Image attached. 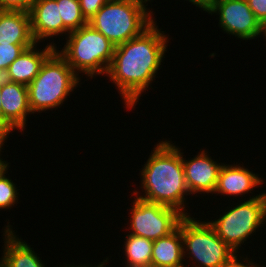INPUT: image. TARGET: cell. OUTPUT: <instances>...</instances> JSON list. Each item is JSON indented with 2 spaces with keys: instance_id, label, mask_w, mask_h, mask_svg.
I'll use <instances>...</instances> for the list:
<instances>
[{
  "instance_id": "d6986e66",
  "label": "cell",
  "mask_w": 266,
  "mask_h": 267,
  "mask_svg": "<svg viewBox=\"0 0 266 267\" xmlns=\"http://www.w3.org/2000/svg\"><path fill=\"white\" fill-rule=\"evenodd\" d=\"M64 27L73 32L88 24L82 14L79 0H56Z\"/></svg>"
},
{
  "instance_id": "7402d4cb",
  "label": "cell",
  "mask_w": 266,
  "mask_h": 267,
  "mask_svg": "<svg viewBox=\"0 0 266 267\" xmlns=\"http://www.w3.org/2000/svg\"><path fill=\"white\" fill-rule=\"evenodd\" d=\"M35 0H0V10L30 12Z\"/></svg>"
},
{
  "instance_id": "3957f363",
  "label": "cell",
  "mask_w": 266,
  "mask_h": 267,
  "mask_svg": "<svg viewBox=\"0 0 266 267\" xmlns=\"http://www.w3.org/2000/svg\"><path fill=\"white\" fill-rule=\"evenodd\" d=\"M66 44L56 51L66 60L72 70L81 78L104 76L113 60L115 45L89 23L76 31L70 32ZM95 76V77H94Z\"/></svg>"
},
{
  "instance_id": "9c48e42d",
  "label": "cell",
  "mask_w": 266,
  "mask_h": 267,
  "mask_svg": "<svg viewBox=\"0 0 266 267\" xmlns=\"http://www.w3.org/2000/svg\"><path fill=\"white\" fill-rule=\"evenodd\" d=\"M219 17V28L242 40L258 38L263 33V25L251 11L247 0H213L208 14Z\"/></svg>"
},
{
  "instance_id": "603a6c76",
  "label": "cell",
  "mask_w": 266,
  "mask_h": 267,
  "mask_svg": "<svg viewBox=\"0 0 266 267\" xmlns=\"http://www.w3.org/2000/svg\"><path fill=\"white\" fill-rule=\"evenodd\" d=\"M110 0H79L83 16L89 21Z\"/></svg>"
},
{
  "instance_id": "277c9868",
  "label": "cell",
  "mask_w": 266,
  "mask_h": 267,
  "mask_svg": "<svg viewBox=\"0 0 266 267\" xmlns=\"http://www.w3.org/2000/svg\"><path fill=\"white\" fill-rule=\"evenodd\" d=\"M81 79L55 50L43 63L40 72L27 86L33 114L57 110L70 94L81 86Z\"/></svg>"
},
{
  "instance_id": "4fadbf2b",
  "label": "cell",
  "mask_w": 266,
  "mask_h": 267,
  "mask_svg": "<svg viewBox=\"0 0 266 267\" xmlns=\"http://www.w3.org/2000/svg\"><path fill=\"white\" fill-rule=\"evenodd\" d=\"M223 164L221 167L217 186L213 194L227 197H246L245 194H253L255 188L262 187L264 178L250 171L242 164ZM242 165V166H241Z\"/></svg>"
},
{
  "instance_id": "4dcf8cb0",
  "label": "cell",
  "mask_w": 266,
  "mask_h": 267,
  "mask_svg": "<svg viewBox=\"0 0 266 267\" xmlns=\"http://www.w3.org/2000/svg\"><path fill=\"white\" fill-rule=\"evenodd\" d=\"M7 161L3 160L1 157H0V168L6 163Z\"/></svg>"
},
{
  "instance_id": "7c38bea8",
  "label": "cell",
  "mask_w": 266,
  "mask_h": 267,
  "mask_svg": "<svg viewBox=\"0 0 266 267\" xmlns=\"http://www.w3.org/2000/svg\"><path fill=\"white\" fill-rule=\"evenodd\" d=\"M59 6L56 0H35L29 12L31 19V31L36 43L41 44L45 40L53 47H57L54 43V36L59 35L67 37L70 33L63 24V20L59 14ZM41 42V43H40Z\"/></svg>"
},
{
  "instance_id": "5bb4252c",
  "label": "cell",
  "mask_w": 266,
  "mask_h": 267,
  "mask_svg": "<svg viewBox=\"0 0 266 267\" xmlns=\"http://www.w3.org/2000/svg\"><path fill=\"white\" fill-rule=\"evenodd\" d=\"M39 43H35L26 48L8 67L4 79L28 86L38 75L45 60L56 50L55 47L47 43L44 49L38 48Z\"/></svg>"
},
{
  "instance_id": "484cf974",
  "label": "cell",
  "mask_w": 266,
  "mask_h": 267,
  "mask_svg": "<svg viewBox=\"0 0 266 267\" xmlns=\"http://www.w3.org/2000/svg\"><path fill=\"white\" fill-rule=\"evenodd\" d=\"M190 2L193 5H196V7L200 8V10L205 11V13L209 12L213 3V0H185Z\"/></svg>"
},
{
  "instance_id": "d4e9b609",
  "label": "cell",
  "mask_w": 266,
  "mask_h": 267,
  "mask_svg": "<svg viewBox=\"0 0 266 267\" xmlns=\"http://www.w3.org/2000/svg\"><path fill=\"white\" fill-rule=\"evenodd\" d=\"M247 255L248 254H246V257H244L245 254H241V256L237 254L226 265L222 267H266L265 265L262 266L261 264L259 265L258 263L253 262L254 260H252V258H248Z\"/></svg>"
},
{
  "instance_id": "1f68e13d",
  "label": "cell",
  "mask_w": 266,
  "mask_h": 267,
  "mask_svg": "<svg viewBox=\"0 0 266 267\" xmlns=\"http://www.w3.org/2000/svg\"><path fill=\"white\" fill-rule=\"evenodd\" d=\"M138 1H141V2H143L144 4H147V7H148V3L150 2L151 3V1H153V0H138ZM147 2V3H146Z\"/></svg>"
},
{
  "instance_id": "cb8c5ba5",
  "label": "cell",
  "mask_w": 266,
  "mask_h": 267,
  "mask_svg": "<svg viewBox=\"0 0 266 267\" xmlns=\"http://www.w3.org/2000/svg\"><path fill=\"white\" fill-rule=\"evenodd\" d=\"M247 3L256 18L264 25L266 23V0H247Z\"/></svg>"
},
{
  "instance_id": "5b68a950",
  "label": "cell",
  "mask_w": 266,
  "mask_h": 267,
  "mask_svg": "<svg viewBox=\"0 0 266 267\" xmlns=\"http://www.w3.org/2000/svg\"><path fill=\"white\" fill-rule=\"evenodd\" d=\"M138 0H110L88 21L115 46L139 36L156 19Z\"/></svg>"
},
{
  "instance_id": "ba28073f",
  "label": "cell",
  "mask_w": 266,
  "mask_h": 267,
  "mask_svg": "<svg viewBox=\"0 0 266 267\" xmlns=\"http://www.w3.org/2000/svg\"><path fill=\"white\" fill-rule=\"evenodd\" d=\"M129 208L127 233L155 241L175 231L184 215L177 209L134 197ZM131 213V214H130ZM128 230H130L128 232Z\"/></svg>"
},
{
  "instance_id": "52a82bcc",
  "label": "cell",
  "mask_w": 266,
  "mask_h": 267,
  "mask_svg": "<svg viewBox=\"0 0 266 267\" xmlns=\"http://www.w3.org/2000/svg\"><path fill=\"white\" fill-rule=\"evenodd\" d=\"M181 234L183 257L189 258L188 262L185 258L184 261L186 264L192 261L185 267H222L237 255L208 221L197 220L192 214L181 219Z\"/></svg>"
},
{
  "instance_id": "2e32d148",
  "label": "cell",
  "mask_w": 266,
  "mask_h": 267,
  "mask_svg": "<svg viewBox=\"0 0 266 267\" xmlns=\"http://www.w3.org/2000/svg\"><path fill=\"white\" fill-rule=\"evenodd\" d=\"M0 43L35 44L28 12L0 10Z\"/></svg>"
},
{
  "instance_id": "6da1fadb",
  "label": "cell",
  "mask_w": 266,
  "mask_h": 267,
  "mask_svg": "<svg viewBox=\"0 0 266 267\" xmlns=\"http://www.w3.org/2000/svg\"><path fill=\"white\" fill-rule=\"evenodd\" d=\"M154 21L139 36L115 46L106 76L116 85L124 108L132 110L148 91L161 69L167 52L169 34Z\"/></svg>"
},
{
  "instance_id": "7a4b0ae2",
  "label": "cell",
  "mask_w": 266,
  "mask_h": 267,
  "mask_svg": "<svg viewBox=\"0 0 266 267\" xmlns=\"http://www.w3.org/2000/svg\"><path fill=\"white\" fill-rule=\"evenodd\" d=\"M154 146L140 169L141 174L139 173V190L142 188L144 193L134 190L132 194L147 202L168 206L177 209L184 216H190L186 209V196L191 194L185 181L182 150L169 139L158 141Z\"/></svg>"
},
{
  "instance_id": "e0dca14e",
  "label": "cell",
  "mask_w": 266,
  "mask_h": 267,
  "mask_svg": "<svg viewBox=\"0 0 266 267\" xmlns=\"http://www.w3.org/2000/svg\"><path fill=\"white\" fill-rule=\"evenodd\" d=\"M181 221L178 228L166 237L153 241L151 267H185Z\"/></svg>"
},
{
  "instance_id": "f546056e",
  "label": "cell",
  "mask_w": 266,
  "mask_h": 267,
  "mask_svg": "<svg viewBox=\"0 0 266 267\" xmlns=\"http://www.w3.org/2000/svg\"><path fill=\"white\" fill-rule=\"evenodd\" d=\"M262 35H264L263 37L266 38V23L263 25V33Z\"/></svg>"
},
{
  "instance_id": "ffe728a7",
  "label": "cell",
  "mask_w": 266,
  "mask_h": 267,
  "mask_svg": "<svg viewBox=\"0 0 266 267\" xmlns=\"http://www.w3.org/2000/svg\"><path fill=\"white\" fill-rule=\"evenodd\" d=\"M9 162H6L1 168H0V209L7 210L13 208L15 204L18 203L19 189L16 187L17 184L13 182V180L7 176Z\"/></svg>"
},
{
  "instance_id": "30bf717a",
  "label": "cell",
  "mask_w": 266,
  "mask_h": 267,
  "mask_svg": "<svg viewBox=\"0 0 266 267\" xmlns=\"http://www.w3.org/2000/svg\"><path fill=\"white\" fill-rule=\"evenodd\" d=\"M183 154L182 152L185 181L190 194H194L196 197H198L197 193L213 195L224 163L215 161L205 149H200L198 155L196 154L195 157L188 158V160Z\"/></svg>"
},
{
  "instance_id": "44dd1931",
  "label": "cell",
  "mask_w": 266,
  "mask_h": 267,
  "mask_svg": "<svg viewBox=\"0 0 266 267\" xmlns=\"http://www.w3.org/2000/svg\"><path fill=\"white\" fill-rule=\"evenodd\" d=\"M32 45L34 44L0 43V75L3 76L9 65Z\"/></svg>"
},
{
  "instance_id": "83f0119b",
  "label": "cell",
  "mask_w": 266,
  "mask_h": 267,
  "mask_svg": "<svg viewBox=\"0 0 266 267\" xmlns=\"http://www.w3.org/2000/svg\"><path fill=\"white\" fill-rule=\"evenodd\" d=\"M109 257H107L106 259H104L102 262H100L99 264H97V265H92V264H80V265H75V264H65L63 267H106L107 265L106 264H108V261H109V259H108ZM92 265V266H91Z\"/></svg>"
},
{
  "instance_id": "8992f818",
  "label": "cell",
  "mask_w": 266,
  "mask_h": 267,
  "mask_svg": "<svg viewBox=\"0 0 266 267\" xmlns=\"http://www.w3.org/2000/svg\"><path fill=\"white\" fill-rule=\"evenodd\" d=\"M245 200L246 198L238 201L239 204L235 203L233 208L226 207L225 212L214 221L207 218L218 237L236 254H240L241 248L244 250L241 246L245 245L247 239L254 236V233L256 235L260 227L266 226V192Z\"/></svg>"
},
{
  "instance_id": "f1b7e54d",
  "label": "cell",
  "mask_w": 266,
  "mask_h": 267,
  "mask_svg": "<svg viewBox=\"0 0 266 267\" xmlns=\"http://www.w3.org/2000/svg\"><path fill=\"white\" fill-rule=\"evenodd\" d=\"M0 124H2L1 75H0Z\"/></svg>"
},
{
  "instance_id": "8fae6325",
  "label": "cell",
  "mask_w": 266,
  "mask_h": 267,
  "mask_svg": "<svg viewBox=\"0 0 266 267\" xmlns=\"http://www.w3.org/2000/svg\"><path fill=\"white\" fill-rule=\"evenodd\" d=\"M2 125L11 133L23 132L27 116L33 114L29 105L26 85L15 83L1 76Z\"/></svg>"
},
{
  "instance_id": "4316f807",
  "label": "cell",
  "mask_w": 266,
  "mask_h": 267,
  "mask_svg": "<svg viewBox=\"0 0 266 267\" xmlns=\"http://www.w3.org/2000/svg\"><path fill=\"white\" fill-rule=\"evenodd\" d=\"M10 134L11 133L2 124H0V156H2V149L4 150L5 142L7 143L6 140H8L7 138H10Z\"/></svg>"
},
{
  "instance_id": "9a60e30c",
  "label": "cell",
  "mask_w": 266,
  "mask_h": 267,
  "mask_svg": "<svg viewBox=\"0 0 266 267\" xmlns=\"http://www.w3.org/2000/svg\"><path fill=\"white\" fill-rule=\"evenodd\" d=\"M3 252L0 258V267H47L40 254L16 235L10 222L3 229ZM58 267V266H57ZM62 267V266H61Z\"/></svg>"
},
{
  "instance_id": "ac0fdd59",
  "label": "cell",
  "mask_w": 266,
  "mask_h": 267,
  "mask_svg": "<svg viewBox=\"0 0 266 267\" xmlns=\"http://www.w3.org/2000/svg\"><path fill=\"white\" fill-rule=\"evenodd\" d=\"M124 237V267H151L153 241L130 233Z\"/></svg>"
}]
</instances>
